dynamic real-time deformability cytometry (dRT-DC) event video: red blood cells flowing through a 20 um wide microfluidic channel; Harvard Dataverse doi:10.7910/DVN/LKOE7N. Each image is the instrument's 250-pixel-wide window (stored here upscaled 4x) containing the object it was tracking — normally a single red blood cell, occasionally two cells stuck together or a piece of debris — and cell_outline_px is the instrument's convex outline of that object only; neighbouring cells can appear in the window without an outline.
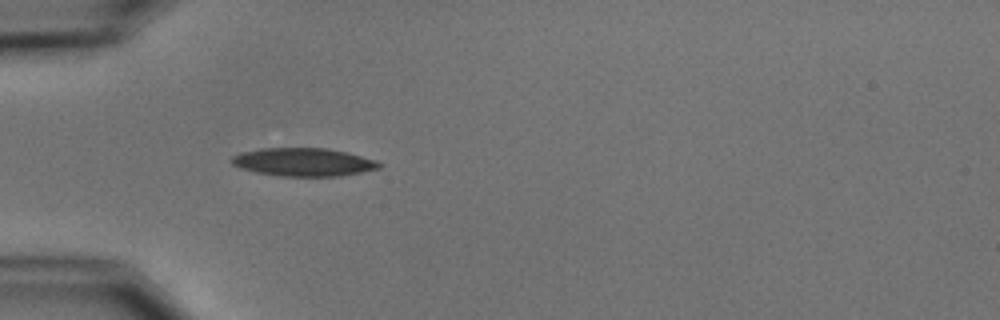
{"species": "common noctule bat (a hibernating species)", "species_latin": "Nyctalus noctula", "temperature_condition": "cold", "stored_images_in_passage": 2, "camera_frame_rate_fps": 3000, "um_per_image_px": 0.085, "animal": {"sex": "male", "body_mass_g": 15.6}, "frame": {"image": 1, "passage_image": 2, "time_ms": 1.333, "image_size_px": [1000, 320], "cell_outline_px": [[384, 164], [380, 168], [340, 176], [280, 176], [256, 172], [240, 168], [232, 164], [228, 160], [232, 156], [240, 152], [260, 148], [328, 148], [348, 152], [376, 160]], "centroid_in_image_um": [25.78, 13.77], "position_along_channel_um": 59.2, "area_um2": 24.45}}